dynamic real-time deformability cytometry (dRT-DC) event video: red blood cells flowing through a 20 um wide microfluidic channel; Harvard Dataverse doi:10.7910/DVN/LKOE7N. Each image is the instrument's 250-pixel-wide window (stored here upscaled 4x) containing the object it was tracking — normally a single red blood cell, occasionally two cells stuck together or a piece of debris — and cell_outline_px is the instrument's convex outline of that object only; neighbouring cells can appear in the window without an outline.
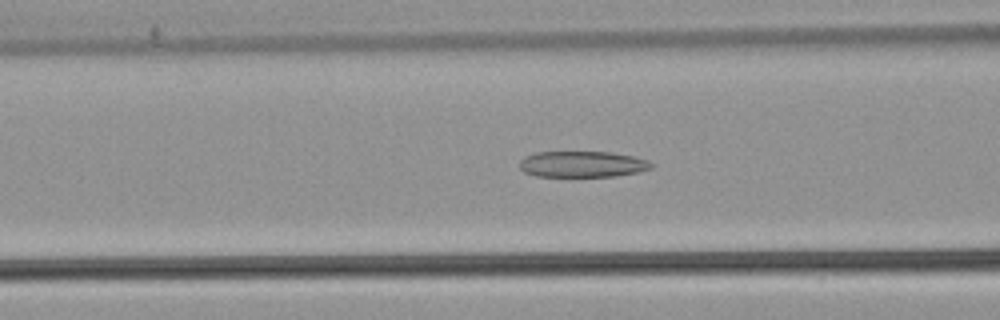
{"species": "common noctule bat (a hibernating species)", "species_latin": "Nyctalus noctula", "temperature_condition": "warm", "stored_images_in_passage": 37, "camera_frame_rate_fps": 3000, "um_per_image_px": 0.085, "animal": {"sex": "male", "body_mass_g": 21.5, "forearm_length_mm": 52.0}, "frame": {"image": 1, "passage_image": 6, "time_ms": 1.667, "image_size_px": [1000, 320], "cell_outline_px": [[656, 164], [652, 168], [636, 172], [616, 176], [536, 176], [524, 172], [520, 168], [520, 160], [524, 156], [536, 152], [612, 152], [636, 156], [648, 160]], "centroid_in_image_um": [49.53, 13.94], "position_along_channel_um": 117.1, "area_um2": 20.17}}
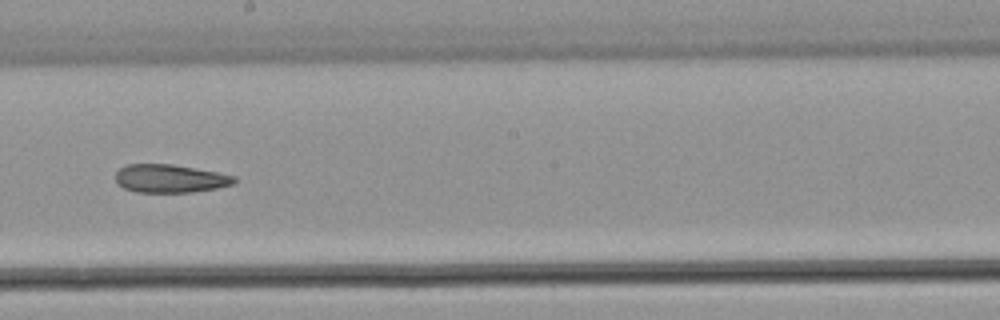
{"frame": {"image": 2, "passage_image": 15, "time_ms": 4.667, "image_size_px": [1000, 320], "cell_outline_px": [[236, 180], [232, 184], [216, 188], [192, 192], [136, 192], [124, 188], [116, 184], [116, 172], [120, 168], [128, 164], [172, 164], [216, 172], [236, 176]], "centroid_in_image_um": [14.42, 15.17], "position_along_channel_um": 233.8, "area_um2": 19.42}}
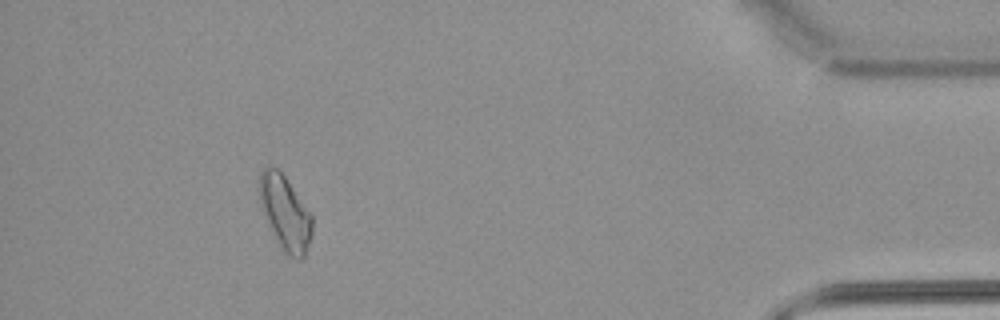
{"frame": {"image": 3, "passage_image": 33, "time_ms": 10.667, "image_size_px": [1000, 320], "cell_outline_px": [[312, 232], [304, 256], [300, 260], [296, 260], [288, 256], [284, 252], [264, 212], [256, 188], [260, 172], [268, 164], [276, 168], [284, 176], [312, 216]], "centroid_in_image_um": [24.21, 18.05], "position_along_channel_um": 411.0, "area_um2": 22.31}}